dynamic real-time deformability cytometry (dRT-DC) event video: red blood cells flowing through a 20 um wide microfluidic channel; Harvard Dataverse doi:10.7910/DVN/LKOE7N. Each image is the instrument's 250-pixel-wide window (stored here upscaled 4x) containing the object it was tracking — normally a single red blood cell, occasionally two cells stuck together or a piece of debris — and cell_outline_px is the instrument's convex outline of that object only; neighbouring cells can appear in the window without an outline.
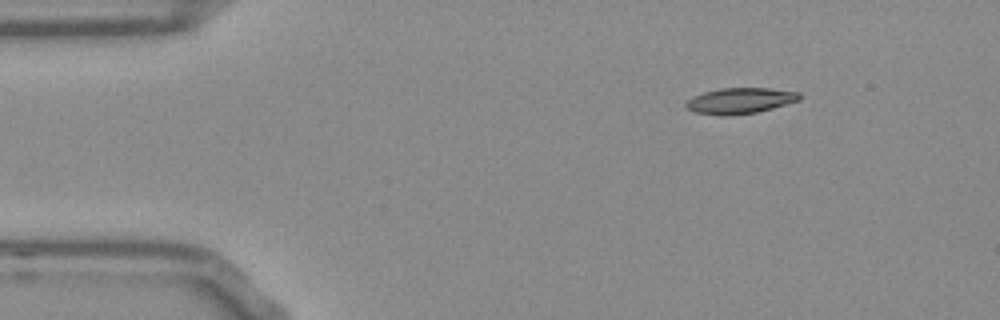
{"species": "Egyptian fruit bat (a non-hibernating species)", "species_latin": "Rousettus aegyptiacus", "temperature_condition": "room temperature", "stored_images_in_passage": 47, "camera_frame_rate_fps": 3000, "um_per_image_px": 0.085, "frame": {"image": 1, "passage_image": 1, "time_ms": 0.0, "image_size_px": [1000, 320], "cell_outline_px": [[800, 100], [772, 108], [756, 112], [728, 116], [720, 116], [696, 112], [684, 108], [684, 104], [692, 96], [704, 92], [720, 88], [768, 88], [800, 92]], "centroid_in_image_um": [62.87, 8.56], "position_along_channel_um": 22.1, "area_um2": 17.17}}
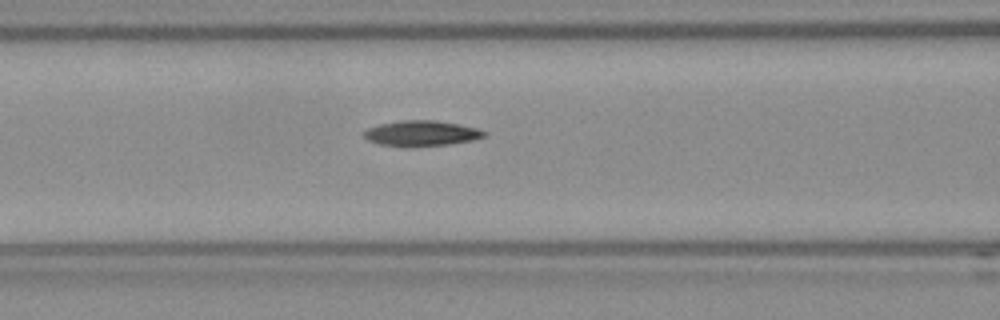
{"frame": {"image": 2, "passage_image": 15, "time_ms": 4.667, "image_size_px": [1000, 320], "cell_outline_px": [[488, 132], [484, 136], [472, 140], [448, 144], [380, 144], [368, 140], [360, 132], [368, 128], [380, 124], [400, 120], [436, 120], [460, 124], [476, 128]], "centroid_in_image_um": [35.83, 11.28], "position_along_channel_um": 130.8, "area_um2": 17.11}}
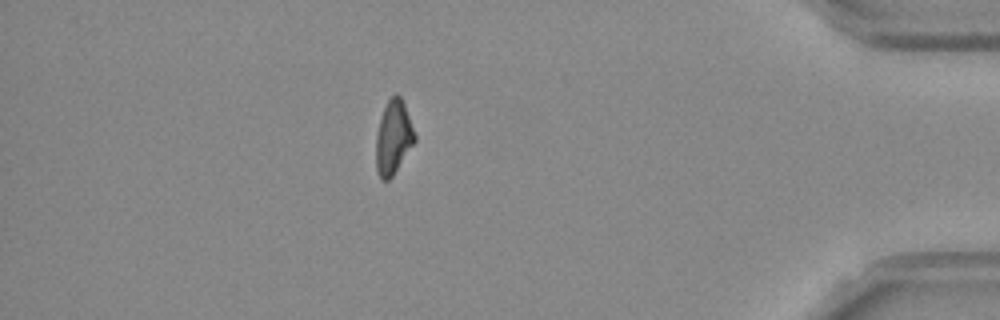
{"frame": {"image": 3, "passage_image": 40, "time_ms": 13.0, "image_size_px": [1000, 320], "cell_outline_px": [[416, 140], [392, 176], [388, 180], [380, 180], [376, 168], [376, 136], [380, 120], [384, 108], [388, 100], [396, 92], [400, 96], [404, 104], [416, 136]], "centroid_in_image_um": [33.43, 11.69], "position_along_channel_um": 401.8, "area_um2": 16.42}}